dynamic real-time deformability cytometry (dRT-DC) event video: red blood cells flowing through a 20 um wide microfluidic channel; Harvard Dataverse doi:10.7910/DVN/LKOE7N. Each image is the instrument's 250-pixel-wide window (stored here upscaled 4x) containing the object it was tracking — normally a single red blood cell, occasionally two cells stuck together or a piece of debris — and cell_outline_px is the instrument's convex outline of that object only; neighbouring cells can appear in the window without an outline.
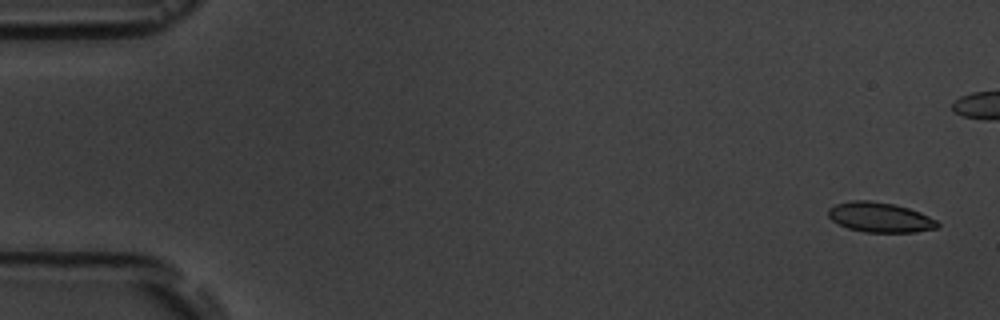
{"species": "common noctule bat (a hibernating species)", "species_latin": "Nyctalus noctula", "temperature_condition": "room temperature", "stored_images_in_passage": 6, "camera_frame_rate_fps": 3000, "um_per_image_px": 0.085, "animal": {"sex": "male", "body_mass_g": 19.5, "forearm_length_mm": 54.6}, "frame": {"image": 1, "passage_image": 1, "time_ms": 0.0, "image_size_px": [1000, 320], "cell_outline_px": [[940, 224], [936, 228], [916, 232], [864, 232], [848, 228], [832, 220], [828, 216], [828, 208], [836, 204], [852, 200], [868, 200], [892, 204], [908, 208], [920, 212], [936, 220]], "centroid_in_image_um": [74.79, 18.47], "position_along_channel_um": 10.2, "area_um2": 18.9}}